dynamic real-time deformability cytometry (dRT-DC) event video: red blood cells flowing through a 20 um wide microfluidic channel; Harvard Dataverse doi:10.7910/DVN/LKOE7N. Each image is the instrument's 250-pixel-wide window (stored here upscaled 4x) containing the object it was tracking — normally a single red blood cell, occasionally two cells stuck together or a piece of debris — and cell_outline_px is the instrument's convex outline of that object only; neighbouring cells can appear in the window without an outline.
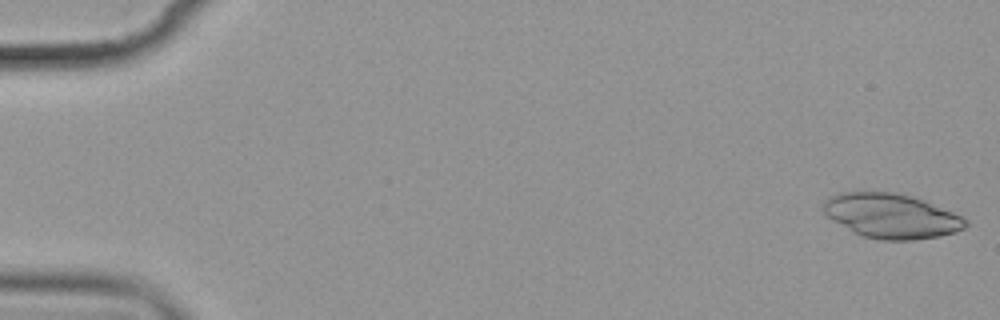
{"species": "common noctule bat (a hibernating species)", "species_latin": "Nyctalus noctula", "temperature_condition": "cold", "stored_images_in_passage": 7, "camera_frame_rate_fps": 3000, "um_per_image_px": 0.085, "animal": {"sex": "female", "body_mass_g": 19.9}, "frame": {"image": 1, "passage_image": 1, "time_ms": 0.0, "image_size_px": [1000, 320], "cell_outline_px": [[968, 224], [964, 228], [956, 232], [940, 236], [912, 240], [880, 240], [864, 236], [856, 232], [828, 216], [824, 212], [824, 200], [828, 196], [840, 192], [896, 192], [912, 196], [924, 200], [952, 212], [968, 220]], "centroid_in_image_um": [75.8, 18.34], "position_along_channel_um": 9.2, "area_um2": 36.59}}